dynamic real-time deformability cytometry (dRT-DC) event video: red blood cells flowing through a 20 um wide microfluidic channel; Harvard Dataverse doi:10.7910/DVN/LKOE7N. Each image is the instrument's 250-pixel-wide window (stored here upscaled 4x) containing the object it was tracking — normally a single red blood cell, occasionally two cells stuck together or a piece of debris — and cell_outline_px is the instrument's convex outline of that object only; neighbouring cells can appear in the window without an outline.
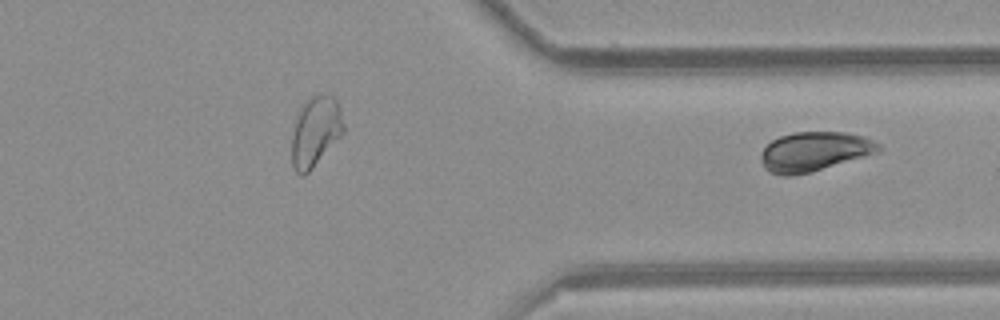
{"species": "common noctule bat (a hibernating species)", "species_latin": "Nyctalus noctula", "temperature_condition": "room temperature", "stored_images_in_passage": 30, "segment_of_instrument_passage": [2, 2], "camera_frame_rate_fps": 3000, "um_per_image_px": 0.085, "animal": {"sex": "female", "body_mass_g": 21.9}, "frame": {"image": 1, "passage_image": 30, "time_ms": 9.667, "image_size_px": [1000, 320], "cell_outline_px": [[880, 148], [876, 152], [864, 156], [808, 172], [792, 176], [784, 176], [772, 172], [764, 168], [760, 160], [760, 156], [764, 148], [772, 140], [780, 136], [796, 132], [848, 132], [864, 136], [880, 144]], "centroid_in_image_um": [69.18, 12.86], "position_along_channel_um": 342.2, "area_um2": 26.53}}